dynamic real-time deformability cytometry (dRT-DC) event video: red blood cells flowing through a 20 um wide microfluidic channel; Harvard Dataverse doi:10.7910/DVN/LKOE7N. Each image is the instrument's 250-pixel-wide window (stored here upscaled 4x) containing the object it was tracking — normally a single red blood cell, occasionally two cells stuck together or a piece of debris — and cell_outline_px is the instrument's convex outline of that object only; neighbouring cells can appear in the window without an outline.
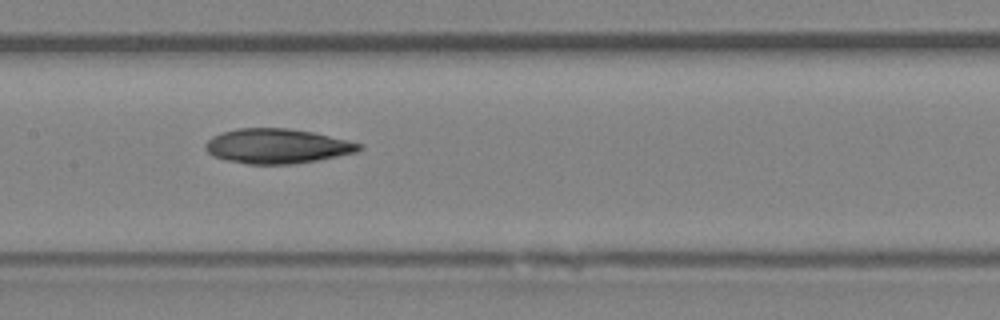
{"species": "Egyptian fruit bat (a non-hibernating species)", "species_latin": "Rousettus aegyptiacus", "temperature_condition": "room temperature", "stored_images_in_passage": 13, "camera_frame_rate_fps": 3000, "um_per_image_px": 0.085, "animal": {"sex": "female"}, "frame": {"image": 1, "passage_image": 6, "time_ms": 6.667, "image_size_px": [1000, 320], "cell_outline_px": [[364, 148], [356, 152], [316, 160], [292, 164], [248, 164], [228, 160], [212, 156], [204, 148], [204, 144], [212, 136], [224, 132], [240, 128], [288, 128], [312, 132], [348, 140], [364, 144]], "centroid_in_image_um": [23.56, 12.42], "position_along_channel_um": 183.8, "area_um2": 30.98}}